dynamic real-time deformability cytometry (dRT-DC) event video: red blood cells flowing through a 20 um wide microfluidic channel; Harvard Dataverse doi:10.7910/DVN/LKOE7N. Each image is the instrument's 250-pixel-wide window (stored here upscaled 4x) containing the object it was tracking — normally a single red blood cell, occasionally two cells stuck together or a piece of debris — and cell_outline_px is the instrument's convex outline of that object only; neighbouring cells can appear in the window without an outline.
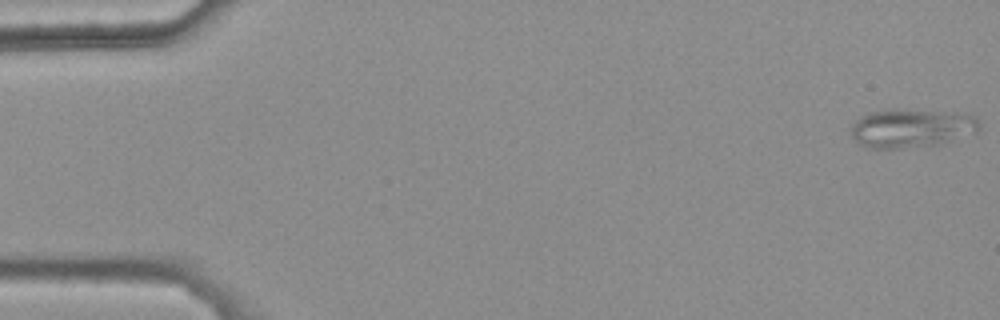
{"species": "common noctule bat (a hibernating species)", "species_latin": "Nyctalus noctula", "temperature_condition": "warm", "stored_images_in_passage": 48, "camera_frame_rate_fps": 3000, "um_per_image_px": 0.085, "animal": {"sex": "female", "body_mass_g": 25.1}, "frame": {"image": 1, "passage_image": 1, "time_ms": 0.0, "image_size_px": [1000, 320], "cell_outline_px": [[980, 128], [976, 132], [940, 144], [900, 148], [864, 148], [852, 136], [848, 128], [860, 116], [868, 112], [952, 112], [972, 116], [980, 124]], "centroid_in_image_um": [77.42, 10.94], "position_along_channel_um": 7.6, "area_um2": 27.92}}
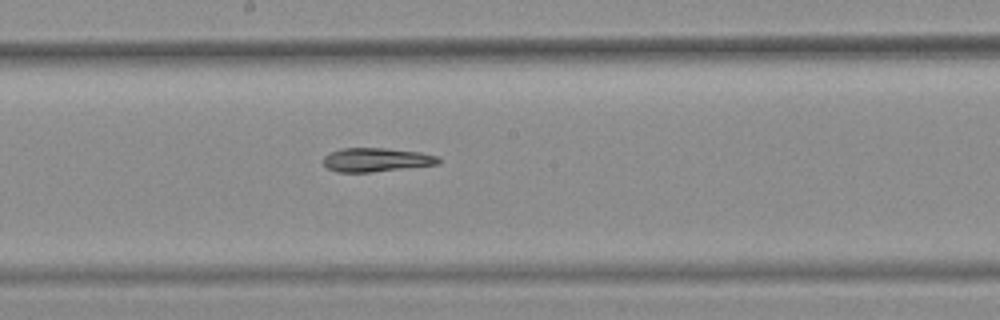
{"frame": {"image": 2, "passage_image": 29, "time_ms": 9.333, "image_size_px": [1000, 320], "cell_outline_px": [[440, 164], [372, 172], [336, 172], [328, 168], [324, 164], [324, 156], [328, 152], [340, 148], [384, 148], [420, 152], [436, 156], [440, 160]], "centroid_in_image_um": [31.95, 13.58], "position_along_channel_um": 216.2, "area_um2": 16.01}}
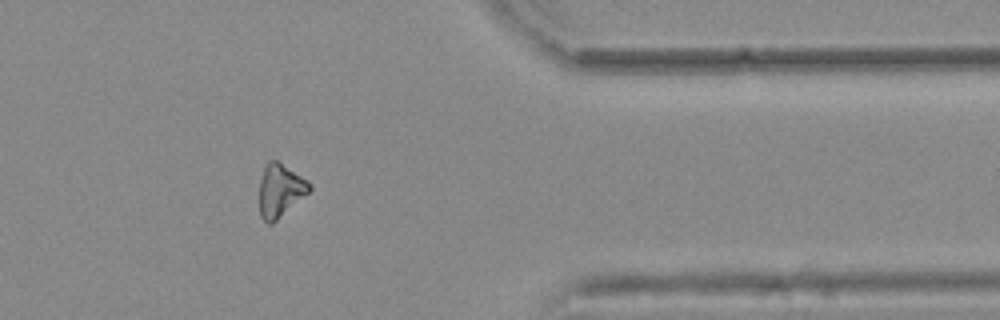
{"frame": {"image": 3, "passage_image": 44, "time_ms": 14.333, "image_size_px": [1000, 320], "cell_outline_px": [[312, 188], [308, 192], [272, 224], [268, 224], [260, 216], [260, 176], [268, 160], [276, 160], [308, 180], [312, 184]], "centroid_in_image_um": [23.81, 16.17], "position_along_channel_um": 387.6, "area_um2": 15.26}}